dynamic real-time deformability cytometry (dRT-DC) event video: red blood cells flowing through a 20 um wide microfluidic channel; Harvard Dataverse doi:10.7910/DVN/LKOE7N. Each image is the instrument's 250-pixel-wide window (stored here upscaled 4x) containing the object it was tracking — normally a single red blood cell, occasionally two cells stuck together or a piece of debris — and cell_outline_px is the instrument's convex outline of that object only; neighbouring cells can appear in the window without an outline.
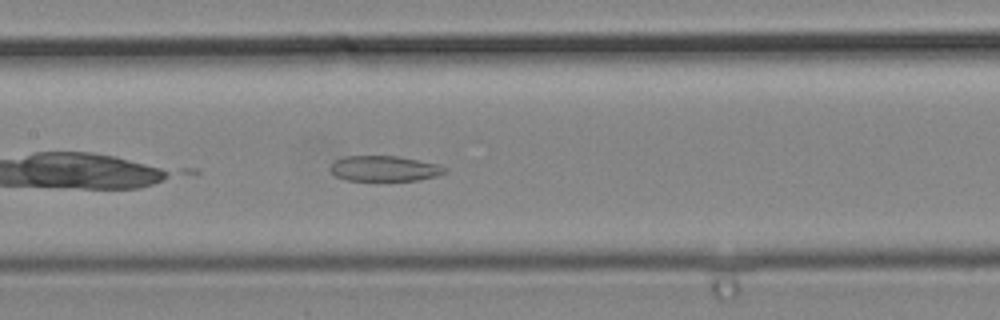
{"species": "common noctule bat (a hibernating species)", "species_latin": "Nyctalus noctula", "temperature_condition": "cold", "stored_images_in_passage": 27, "camera_frame_rate_fps": 3000, "um_per_image_px": 0.085, "animal": {"sex": "male", "body_mass_g": 19.2, "forearm_length_mm": 51.8}, "frame": {"image": 1, "passage_image": 8, "time_ms": 2.333, "image_size_px": [1000, 320], "cell_outline_px": [[448, 172], [436, 176], [420, 180], [348, 180], [336, 176], [332, 172], [332, 164], [336, 160], [344, 156], [396, 156], [436, 164], [448, 168]], "centroid_in_image_um": [32.71, 14.33], "position_along_channel_um": 174.7, "area_um2": 16.7}}
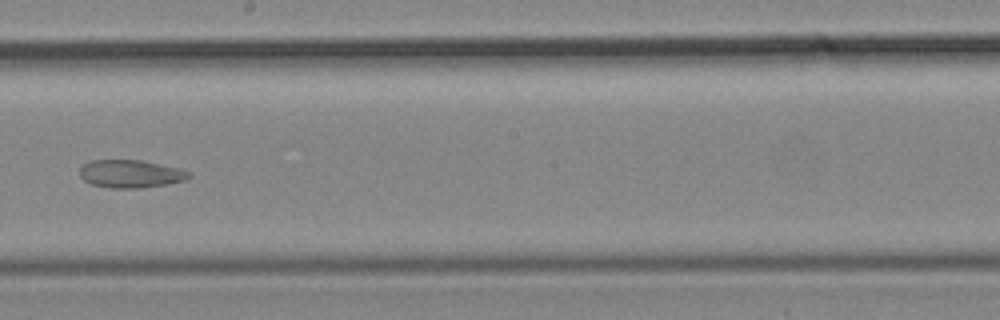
{"frame": {"image": 2, "passage_image": 12, "time_ms": 3.667, "image_size_px": [1000, 320], "cell_outline_px": [[192, 176], [184, 180], [164, 184], [140, 188], [112, 188], [92, 184], [84, 180], [80, 176], [80, 168], [88, 160], [140, 160], [180, 168], [192, 172]], "centroid_in_image_um": [11.11, 14.76], "position_along_channel_um": 237.1, "area_um2": 17.69}}